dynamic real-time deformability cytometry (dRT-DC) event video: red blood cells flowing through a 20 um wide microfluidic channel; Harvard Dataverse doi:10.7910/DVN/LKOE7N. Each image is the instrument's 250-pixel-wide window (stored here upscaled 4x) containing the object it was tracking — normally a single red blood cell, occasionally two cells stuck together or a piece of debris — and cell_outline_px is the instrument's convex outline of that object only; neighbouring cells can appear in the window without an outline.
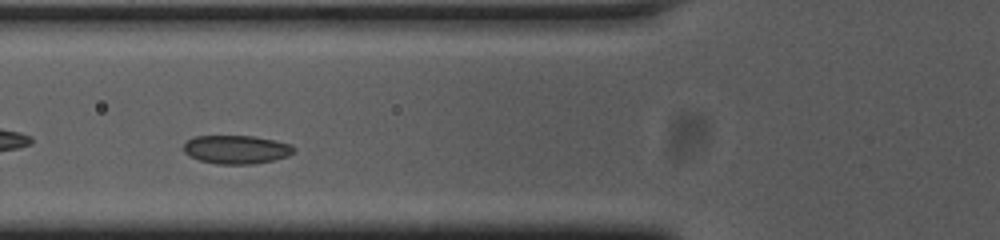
{"species": "common noctule bat (a hibernating species)", "species_latin": "Nyctalus noctula", "temperature_condition": "cold", "stored_images_in_passage": 36, "camera_frame_rate_fps": 3000, "um_per_image_px": 0.085, "animal": {"sex": "female", "body_mass_g": 23.0, "forearm_length_mm": 53.4}, "frame": {"image": 1, "passage_image": 5, "time_ms": 1.333, "image_size_px": [1000, 240], "cell_outline_px": [[296, 152], [288, 156], [272, 160], [252, 164], [216, 164], [200, 160], [188, 156], [184, 152], [184, 144], [188, 140], [196, 136], [252, 136], [292, 144], [296, 148]], "centroid_in_image_um": [20.11, 12.71], "position_along_channel_um": 105.7, "area_um2": 18.32}}
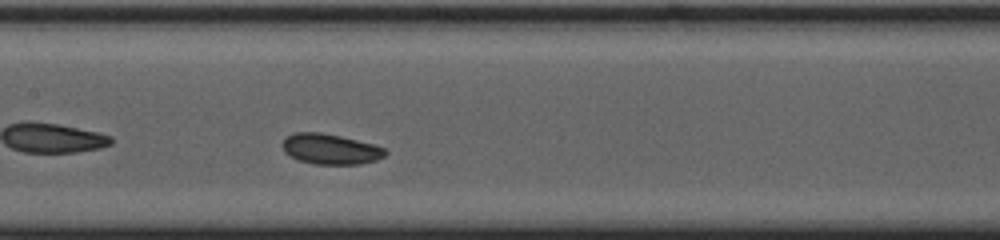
{"frame": {"image": 2, "passage_image": 11, "time_ms": 3.333, "image_size_px": [1000, 240], "cell_outline_px": [[388, 152], [384, 156], [376, 160], [360, 164], [316, 164], [300, 160], [284, 152], [280, 144], [288, 136], [296, 132], [320, 132], [340, 136], [372, 144], [384, 148]], "centroid_in_image_um": [28.08, 12.67], "position_along_channel_um": 179.3, "area_um2": 18.03}}
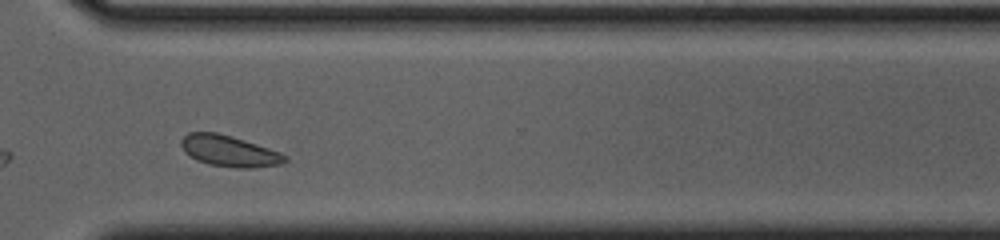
{"frame": {"image": 3, "passage_image": 25, "time_ms": 8.0, "image_size_px": [1000, 240], "cell_outline_px": [[288, 160], [284, 164], [252, 168], [236, 168], [208, 164], [196, 160], [184, 152], [180, 144], [180, 140], [188, 132], [216, 132], [232, 136], [280, 152], [288, 156]], "centroid_in_image_um": [19.48, 12.84], "position_along_channel_um": 351.1, "area_um2": 19.02}}